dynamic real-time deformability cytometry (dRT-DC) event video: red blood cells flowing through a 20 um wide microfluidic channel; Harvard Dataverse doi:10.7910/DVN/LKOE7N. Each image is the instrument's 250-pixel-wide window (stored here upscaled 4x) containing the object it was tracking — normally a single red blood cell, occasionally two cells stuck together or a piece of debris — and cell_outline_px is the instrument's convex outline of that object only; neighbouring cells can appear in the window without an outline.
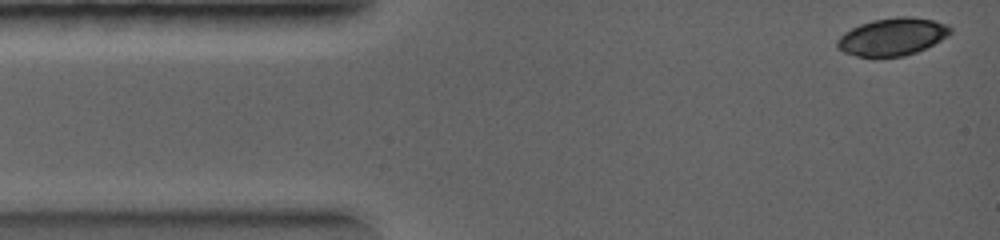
{"species": "common noctule bat (a hibernating species)", "species_latin": "Nyctalus noctula", "temperature_condition": "warm", "stored_images_in_passage": 7, "camera_frame_rate_fps": 5000, "um_per_image_px": 0.085, "animal": {"sex": "female", "body_mass_g": 19.0, "forearm_length_mm": 56.7}, "frame": {"image": 1, "passage_image": 1, "time_ms": 0.0, "image_size_px": [1000, 240], "cell_outline_px": [[952, 32], [948, 36], [916, 52], [904, 56], [856, 56], [844, 52], [836, 48], [836, 40], [844, 32], [860, 24], [872, 20], [900, 16], [908, 16], [932, 20], [948, 24], [952, 28]], "centroid_in_image_um": [75.84, 3.11], "position_along_channel_um": 9.2, "area_um2": 24.62}}
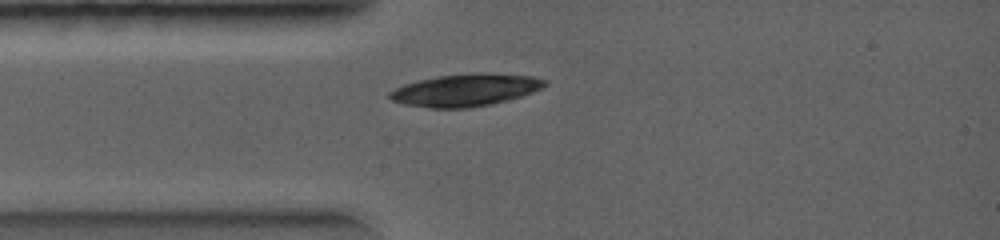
{"frame": {"image": 2, "passage_image": 7, "time_ms": 1.8, "image_size_px": [1000, 240], "cell_outline_px": [[548, 84], [532, 92], [520, 96], [492, 104], [468, 108], [428, 108], [404, 104], [392, 100], [388, 96], [388, 92], [404, 84], [420, 80], [440, 76], [532, 76], [548, 80]], "centroid_in_image_um": [39.49, 7.72], "position_along_channel_um": 45.5, "area_um2": 27.74}}